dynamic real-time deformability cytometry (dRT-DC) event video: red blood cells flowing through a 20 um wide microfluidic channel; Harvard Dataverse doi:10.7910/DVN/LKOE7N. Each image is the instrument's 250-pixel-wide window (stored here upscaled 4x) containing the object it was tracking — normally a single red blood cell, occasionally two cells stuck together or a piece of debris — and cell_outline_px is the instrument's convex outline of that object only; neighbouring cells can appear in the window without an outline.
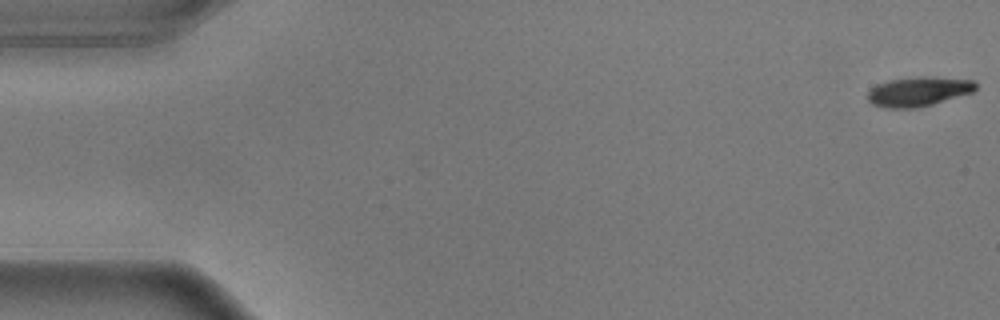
{"species": "common noctule bat (a hibernating species)", "species_latin": "Nyctalus noctula", "temperature_condition": "warm", "stored_images_in_passage": 14, "camera_frame_rate_fps": 3000, "um_per_image_px": 0.085, "animal": {"sex": "male", "body_mass_g": 17.9}, "frame": {"image": 1, "passage_image": 1, "time_ms": 0.0, "image_size_px": [1000, 320], "cell_outline_px": [[976, 88], [972, 92], [932, 104], [916, 108], [884, 108], [872, 104], [868, 100], [868, 92], [876, 84], [888, 80], [920, 76], [928, 76], [976, 80]], "centroid_in_image_um": [78.06, 7.77], "position_along_channel_um": 6.9, "area_um2": 18.61}}
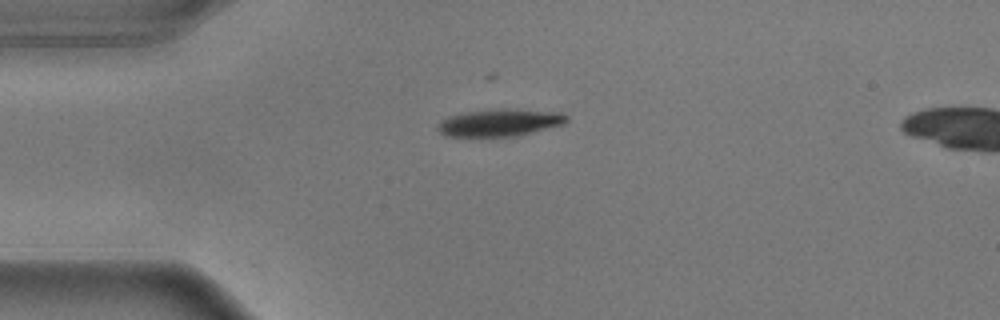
{"frame": {"image": 2, "passage_image": 14, "time_ms": 4.333, "image_size_px": [1000, 320], "cell_outline_px": [[568, 120], [564, 124], [516, 136], [444, 136], [436, 128], [440, 120], [448, 116], [464, 112], [508, 108], [564, 112], [568, 116]], "centroid_in_image_um": [42.49, 10.41], "position_along_channel_um": 42.5, "area_um2": 20.63}}